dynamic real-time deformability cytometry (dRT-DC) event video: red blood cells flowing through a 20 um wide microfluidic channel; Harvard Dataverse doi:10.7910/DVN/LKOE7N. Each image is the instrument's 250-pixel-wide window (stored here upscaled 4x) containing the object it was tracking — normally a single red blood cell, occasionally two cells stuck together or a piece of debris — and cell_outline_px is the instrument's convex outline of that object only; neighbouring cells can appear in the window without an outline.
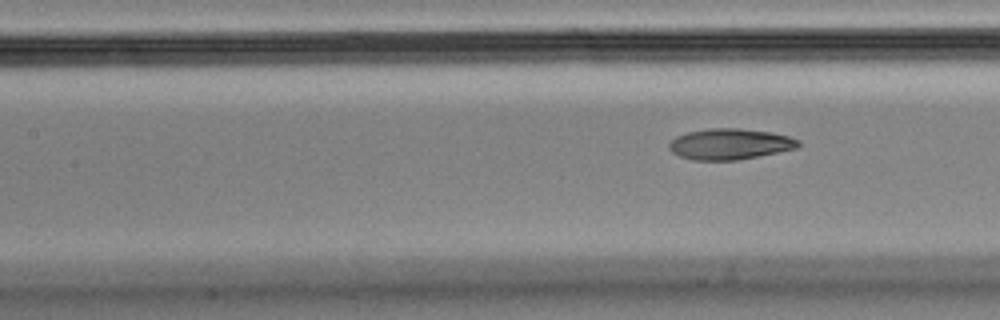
{"species": "Egyptian fruit bat (a non-hibernating species)", "species_latin": "Rousettus aegyptiacus", "temperature_condition": "cold", "stored_images_in_passage": 9, "camera_frame_rate_fps": 3000, "um_per_image_px": 0.085, "animal": {"sex": "male"}, "frame": {"image": 1, "passage_image": 8, "time_ms": 2.333, "image_size_px": [1000, 320], "cell_outline_px": [[800, 144], [796, 148], [736, 160], [692, 160], [680, 156], [672, 152], [668, 148], [668, 144], [676, 136], [688, 132], [708, 128], [740, 128], [772, 132], [788, 136], [800, 140]], "centroid_in_image_um": [62.01, 12.23], "position_along_channel_um": 145.4, "area_um2": 23.18}}
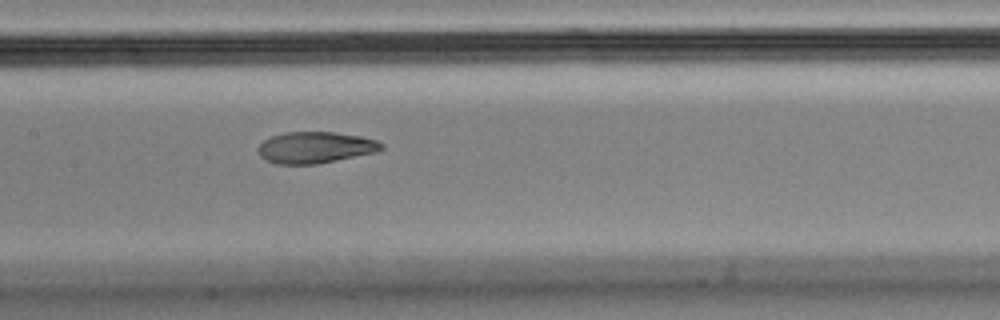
{"frame": {"image": 2, "passage_image": 9, "time_ms": 2.667, "image_size_px": [1000, 320], "cell_outline_px": [[384, 148], [376, 152], [316, 164], [276, 164], [264, 160], [256, 152], [256, 148], [264, 140], [272, 136], [284, 132], [332, 132], [360, 136], [376, 140], [384, 144]], "centroid_in_image_um": [26.75, 12.54], "position_along_channel_um": 180.6, "area_um2": 22.66}}